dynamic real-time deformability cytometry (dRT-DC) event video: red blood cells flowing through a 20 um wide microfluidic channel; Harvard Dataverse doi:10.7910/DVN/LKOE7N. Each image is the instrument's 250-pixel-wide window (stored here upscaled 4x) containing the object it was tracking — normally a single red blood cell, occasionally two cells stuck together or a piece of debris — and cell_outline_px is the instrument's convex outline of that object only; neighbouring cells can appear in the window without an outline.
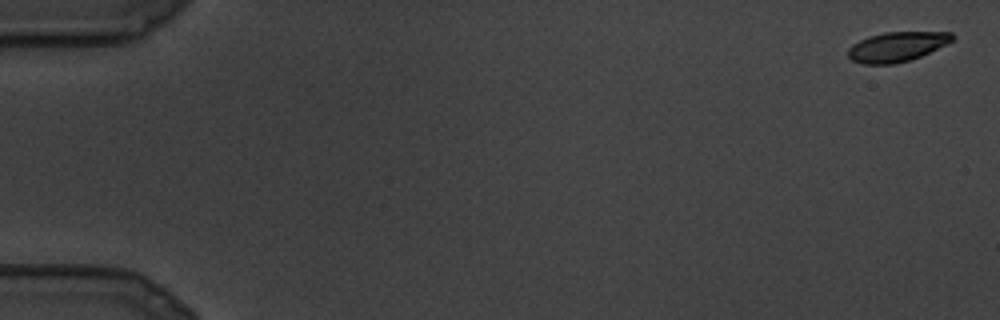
{"species": "common noctule bat (a hibernating species)", "species_latin": "Nyctalus noctula", "temperature_condition": "cold", "stored_images_in_passage": 9, "camera_frame_rate_fps": 3000, "um_per_image_px": 0.085, "animal": {"sex": "male", "body_mass_g": 19.5, "forearm_length_mm": 54.6}, "frame": {"image": 1, "passage_image": 1, "time_ms": 0.0, "image_size_px": [1000, 320], "cell_outline_px": [[956, 36], [952, 40], [920, 56], [908, 60], [892, 64], [864, 64], [852, 60], [848, 56], [848, 48], [852, 44], [868, 36], [884, 32], [952, 32]], "centroid_in_image_um": [76.19, 3.96], "position_along_channel_um": 8.8, "area_um2": 17.8}}
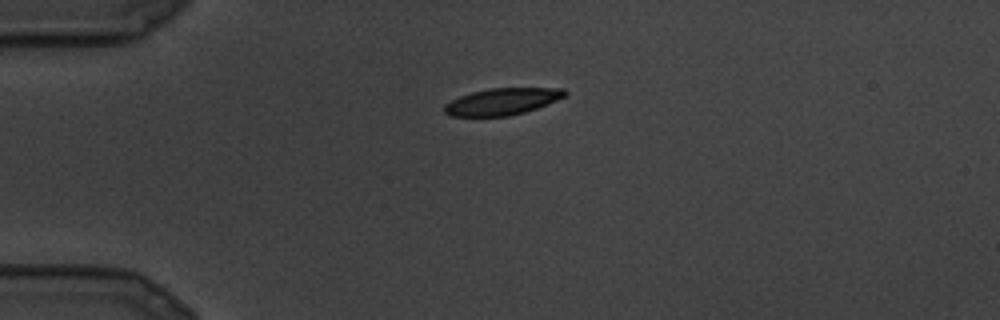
{"frame": {"image": 2, "passage_image": 8, "time_ms": 2.333, "image_size_px": [1000, 320], "cell_outline_px": [[568, 92], [564, 96], [556, 100], [536, 108], [524, 112], [508, 116], [448, 116], [444, 112], [444, 104], [460, 96], [472, 92], [488, 88], [564, 88]], "centroid_in_image_um": [42.66, 8.63], "position_along_channel_um": 42.3, "area_um2": 18.67}}